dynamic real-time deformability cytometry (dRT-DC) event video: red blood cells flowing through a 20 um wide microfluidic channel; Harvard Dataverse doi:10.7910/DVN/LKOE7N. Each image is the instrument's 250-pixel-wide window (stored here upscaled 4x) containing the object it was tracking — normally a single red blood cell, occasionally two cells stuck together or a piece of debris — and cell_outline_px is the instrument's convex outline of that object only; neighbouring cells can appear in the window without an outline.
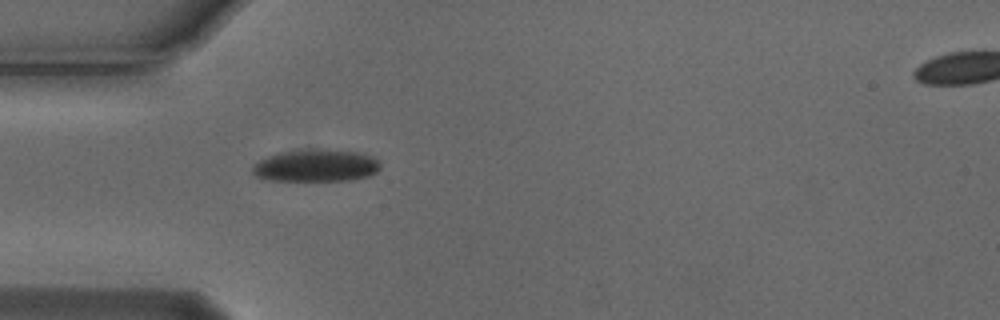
{"species": "Egyptian fruit bat (a non-hibernating species)", "species_latin": "Rousettus aegyptiacus", "temperature_condition": "cold", "stored_images_in_passage": 4, "segment_of_instrument_passage": [1, 2], "camera_frame_rate_fps": 3000, "um_per_image_px": 0.085, "animal": {"sex": "male"}, "frame": {"image": 1, "passage_image": 3, "time_ms": 0.667, "image_size_px": [1000, 320], "cell_outline_px": [[380, 168], [376, 172], [368, 176], [348, 180], [272, 180], [256, 176], [252, 172], [252, 168], [260, 160], [268, 156], [280, 152], [360, 152], [372, 156], [380, 160]], "centroid_in_image_um": [26.9, 14.12], "position_along_channel_um": 58.1, "area_um2": 22.83}}